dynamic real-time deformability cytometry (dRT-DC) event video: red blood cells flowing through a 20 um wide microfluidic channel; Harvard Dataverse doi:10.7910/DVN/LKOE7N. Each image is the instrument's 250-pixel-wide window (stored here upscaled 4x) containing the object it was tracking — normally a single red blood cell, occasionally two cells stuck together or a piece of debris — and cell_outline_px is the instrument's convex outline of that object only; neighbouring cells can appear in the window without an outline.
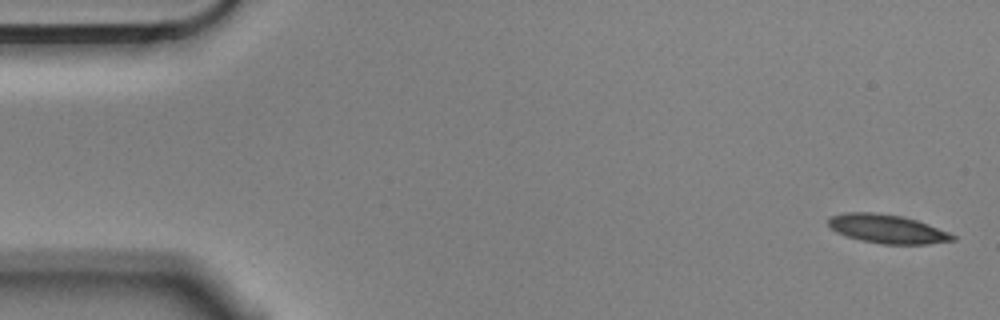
{"species": "Egyptian fruit bat (a non-hibernating species)", "species_latin": "Rousettus aegyptiacus", "temperature_condition": "cold", "stored_images_in_passage": 5, "camera_frame_rate_fps": 3000, "um_per_image_px": 0.085, "animal": {"sex": "male"}, "frame": {"image": 1, "passage_image": 1, "time_ms": 0.0, "image_size_px": [1000, 320], "cell_outline_px": [[956, 240], [928, 244], [880, 244], [860, 240], [844, 236], [836, 232], [828, 224], [828, 216], [844, 212], [872, 212], [900, 216], [916, 220], [928, 224], [948, 232], [956, 236]], "centroid_in_image_um": [75.38, 19.46], "position_along_channel_um": 9.6, "area_um2": 20.92}}
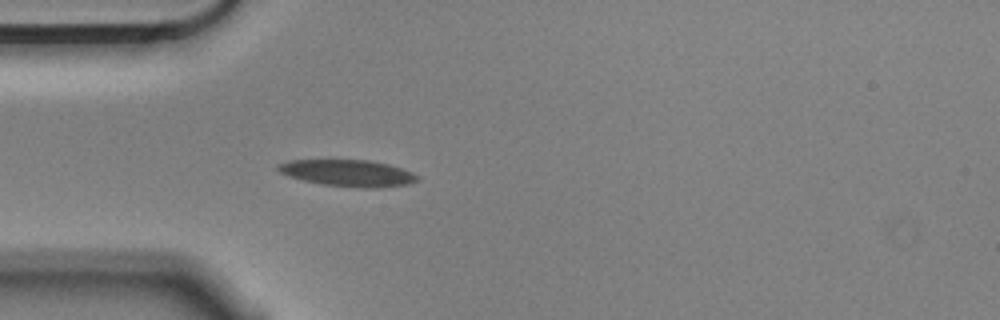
{"frame": {"image": 2, "passage_image": 5, "time_ms": 1.333, "image_size_px": [1000, 320], "cell_outline_px": [[420, 180], [408, 184], [376, 188], [360, 188], [320, 184], [300, 180], [288, 176], [280, 172], [276, 168], [276, 164], [288, 160], [368, 160], [388, 164], [412, 172], [420, 176]], "centroid_in_image_um": [29.55, 14.71], "position_along_channel_um": 55.4, "area_um2": 21.85}}